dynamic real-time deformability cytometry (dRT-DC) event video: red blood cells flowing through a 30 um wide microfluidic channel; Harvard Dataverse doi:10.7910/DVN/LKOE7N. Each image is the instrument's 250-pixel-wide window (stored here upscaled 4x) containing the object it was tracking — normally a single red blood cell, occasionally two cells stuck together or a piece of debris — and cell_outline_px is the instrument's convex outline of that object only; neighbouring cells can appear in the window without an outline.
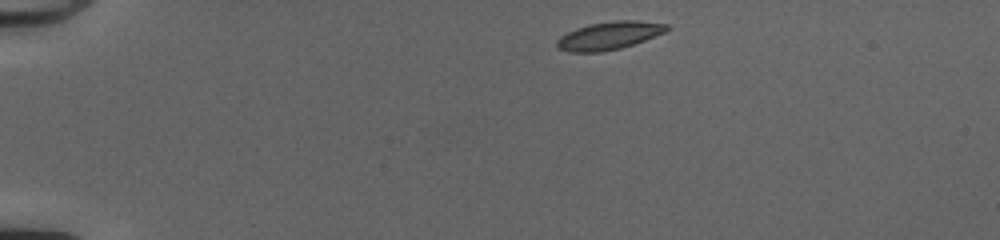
{"species": "common noctule bat (a hibernating species)", "species_latin": "Nyctalus noctula", "temperature_condition": "cold", "stored_images_in_passage": 42, "camera_frame_rate_fps": 3000, "um_per_image_px": 0.085, "animal": {"sex": "female", "body_mass_g": 20.0, "forearm_length_mm": 54.0}, "frame": {"image": 1, "passage_image": 1, "time_ms": 0.0, "image_size_px": [1000, 240], "cell_outline_px": [[672, 28], [664, 32], [644, 40], [620, 48], [600, 52], [568, 52], [560, 48], [556, 44], [556, 40], [560, 36], [576, 28], [592, 24], [616, 20], [636, 20], [668, 24]], "centroid_in_image_um": [51.78, 3.02], "position_along_channel_um": 33.2, "area_um2": 17.69}}
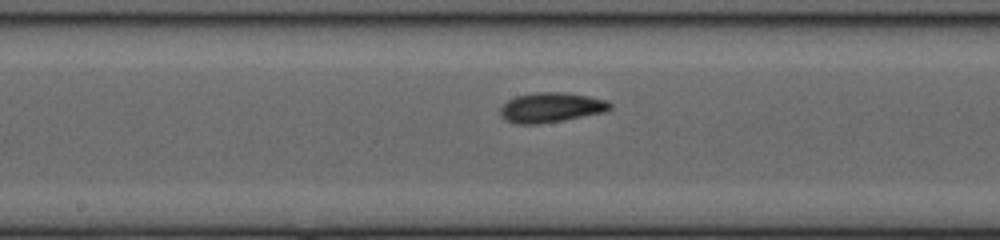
{"frame": {"image": 2, "passage_image": 19, "time_ms": 6.0, "image_size_px": [1000, 240], "cell_outline_px": [[612, 108], [608, 112], [564, 120], [540, 124], [516, 124], [504, 120], [500, 116], [500, 108], [508, 100], [516, 96], [536, 92], [564, 92], [588, 96], [608, 100], [612, 104]], "centroid_in_image_um": [46.87, 9.14], "position_along_channel_um": 201.3, "area_um2": 19.42}}
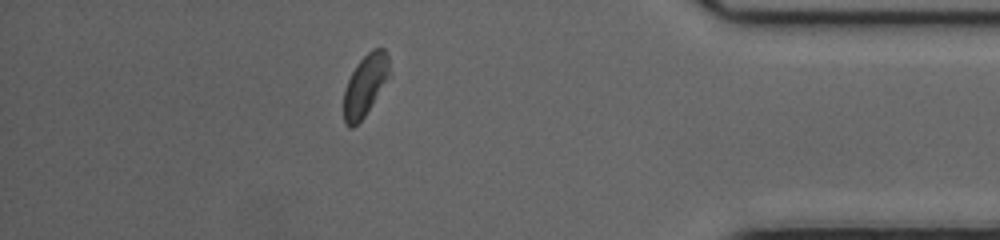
{"frame": {"image": 3, "passage_image": 36, "time_ms": 11.667, "image_size_px": [1000, 240], "cell_outline_px": [[392, 76], [364, 116], [352, 128], [348, 128], [344, 124], [344, 88], [356, 64], [372, 48], [384, 48], [388, 56]], "centroid_in_image_um": [31.08, 7.23], "position_along_channel_um": 404.1, "area_um2": 16.7}, "authors_computed_cell_mechanics": {"area_um2": 17.7446, "velocity_mm_per_s": 4.1076, "shape_relaxation_time_tau1_ms": 3.7476, "shape_relaxation_time_tau2_ms": 2.8915, "deformation_change_tau1": 0.1318, "deformation_change_tau2": 0.0751}}